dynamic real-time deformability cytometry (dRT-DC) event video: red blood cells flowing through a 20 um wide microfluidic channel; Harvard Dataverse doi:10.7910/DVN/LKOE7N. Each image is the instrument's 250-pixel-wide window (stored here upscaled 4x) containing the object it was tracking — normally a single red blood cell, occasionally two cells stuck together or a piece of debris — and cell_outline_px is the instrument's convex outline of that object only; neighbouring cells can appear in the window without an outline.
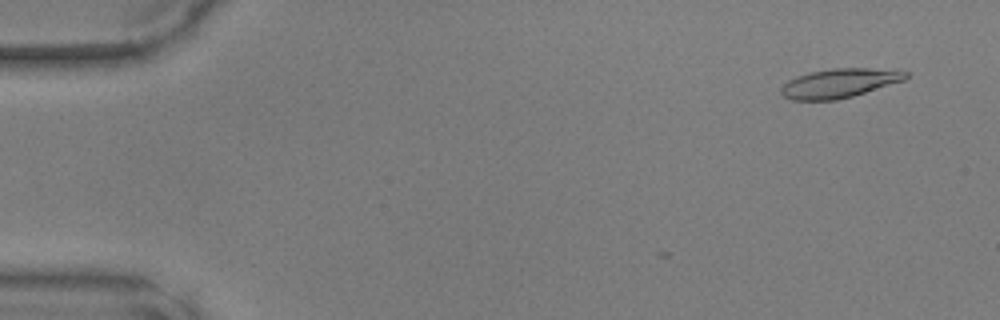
{"species": "common noctule bat (a hibernating species)", "species_latin": "Nyctalus noctula", "temperature_condition": "warm", "stored_images_in_passage": 2, "camera_frame_rate_fps": 3000, "um_per_image_px": 0.085, "animal": {"sex": "male", "body_mass_g": 17.9, "forearm_length_mm": 54.2}, "frame": {"image": 1, "passage_image": 2, "time_ms": 0.333, "image_size_px": [1000, 320], "cell_outline_px": [[908, 76], [904, 80], [852, 96], [836, 100], [792, 100], [784, 96], [780, 92], [780, 88], [788, 80], [796, 76], [812, 72], [832, 68], [868, 68], [908, 72]], "centroid_in_image_um": [71.29, 7.07], "position_along_channel_um": 13.7, "area_um2": 20.87}}